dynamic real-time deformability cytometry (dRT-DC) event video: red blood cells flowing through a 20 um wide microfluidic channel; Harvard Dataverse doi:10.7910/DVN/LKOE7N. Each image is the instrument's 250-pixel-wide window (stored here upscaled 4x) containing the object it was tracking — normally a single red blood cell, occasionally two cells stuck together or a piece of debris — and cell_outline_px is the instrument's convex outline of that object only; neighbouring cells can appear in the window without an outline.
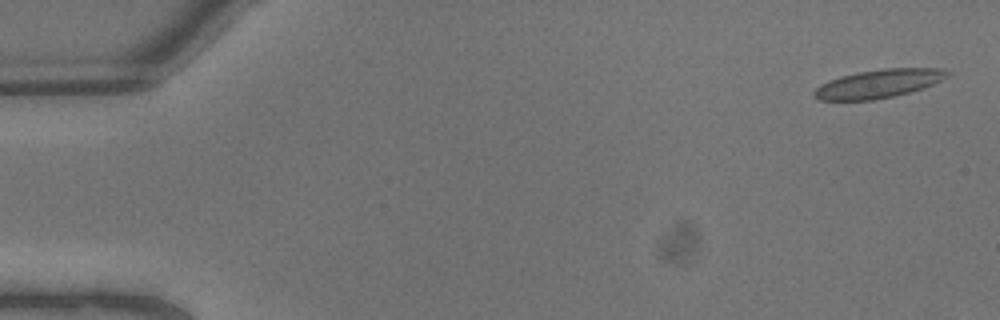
{"species": "common noctule bat (a hibernating species)", "species_latin": "Nyctalus noctula", "temperature_condition": "warm", "stored_images_in_passage": 8, "camera_frame_rate_fps": 3000, "um_per_image_px": 0.085, "animal": {"sex": "male", "body_mass_g": 13.3}, "frame": {"image": 1, "passage_image": 1, "time_ms": 0.0, "image_size_px": [1000, 320], "cell_outline_px": [[952, 72], [948, 76], [924, 88], [876, 100], [820, 100], [812, 96], [812, 92], [820, 84], [828, 80], [840, 76], [860, 72], [884, 68], [940, 68]], "centroid_in_image_um": [74.65, 7.11], "position_along_channel_um": 10.3, "area_um2": 22.08}}
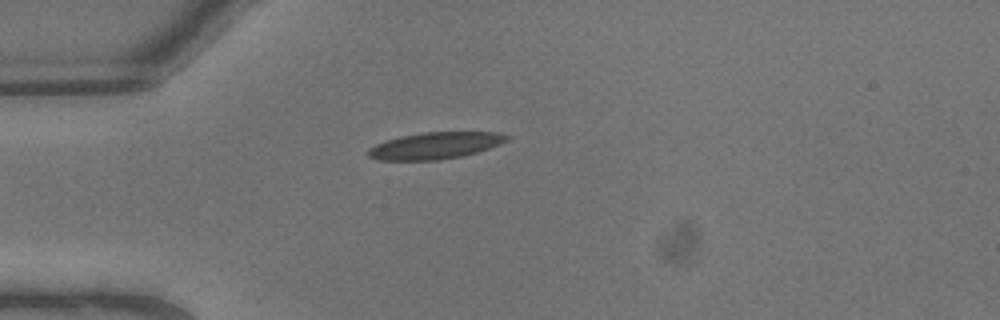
{"frame": {"image": 2, "passage_image": 6, "time_ms": 1.667, "image_size_px": [1000, 320], "cell_outline_px": [[512, 136], [508, 140], [500, 144], [476, 152], [460, 156], [440, 160], [376, 160], [368, 156], [368, 148], [376, 144], [400, 136], [424, 132], [500, 132]], "centroid_in_image_um": [37.0, 12.37], "position_along_channel_um": 48.0, "area_um2": 21.56}}
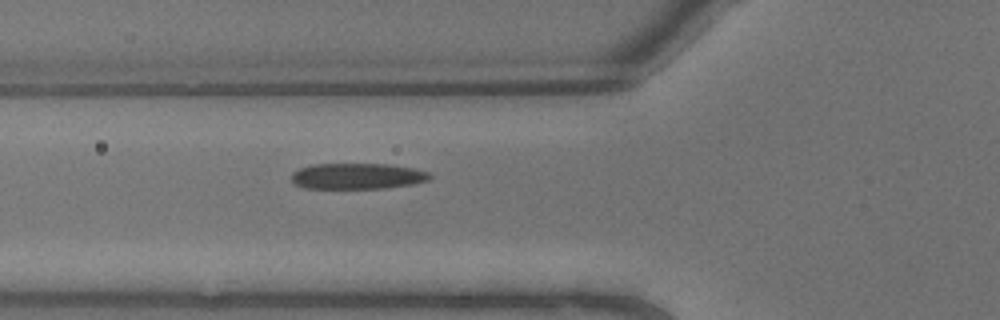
{"frame": {"image": 3, "passage_image": 8, "time_ms": 2.333, "image_size_px": [1000, 320], "cell_outline_px": [[432, 176], [428, 180], [412, 184], [384, 188], [304, 188], [296, 184], [292, 180], [292, 172], [300, 168], [316, 164], [388, 164], [412, 168], [428, 172]], "centroid_in_image_um": [30.37, 14.97], "position_along_channel_um": 95.4, "area_um2": 20.69}}